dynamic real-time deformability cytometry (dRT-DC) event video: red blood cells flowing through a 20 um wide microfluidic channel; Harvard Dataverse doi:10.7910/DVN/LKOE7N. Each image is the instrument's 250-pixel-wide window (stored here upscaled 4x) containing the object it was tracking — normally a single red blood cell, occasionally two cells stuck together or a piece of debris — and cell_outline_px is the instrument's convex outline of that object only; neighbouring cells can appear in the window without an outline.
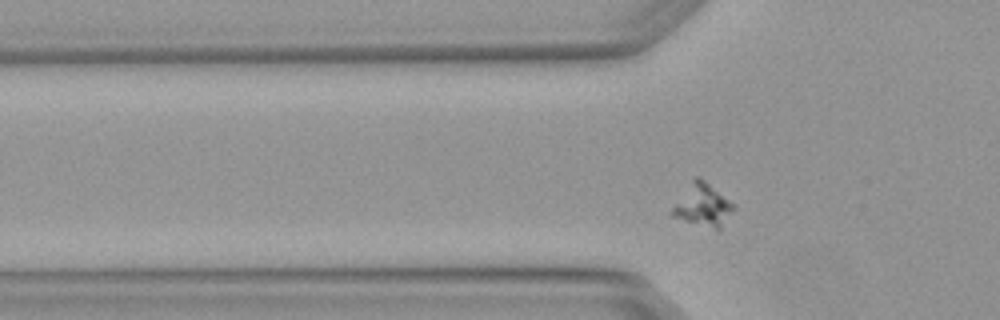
{"species": "Egyptian fruit bat (a non-hibernating species)", "species_latin": "Rousettus aegyptiacus", "temperature_condition": "warm", "stored_images_in_passage": 3, "camera_frame_rate_fps": 3000, "um_per_image_px": 0.085, "animal": {"sex": "female"}, "frame": {"image": 1, "passage_image": 3, "time_ms": 0.667, "image_size_px": [1000, 320], "cell_outline_px": [[736, 208], [720, 228], [716, 228], [668, 216], [668, 212], [692, 180], [696, 176], [700, 176], [736, 204]], "centroid_in_image_um": [59.74, 17.41], "position_along_channel_um": 66.1, "area_um2": 15.14}}